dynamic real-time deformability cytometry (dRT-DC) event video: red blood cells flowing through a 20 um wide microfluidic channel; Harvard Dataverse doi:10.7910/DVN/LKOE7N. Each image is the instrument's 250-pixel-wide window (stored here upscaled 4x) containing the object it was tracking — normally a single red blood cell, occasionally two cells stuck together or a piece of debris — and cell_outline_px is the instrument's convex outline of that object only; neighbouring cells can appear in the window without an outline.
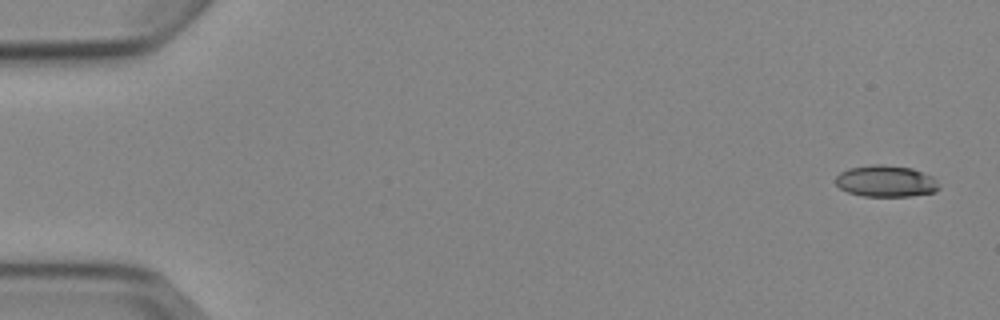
{"species": "Egyptian fruit bat (a non-hibernating species)", "species_latin": "Rousettus aegyptiacus", "temperature_condition": "cold", "stored_images_in_passage": 4, "camera_frame_rate_fps": 3000, "um_per_image_px": 0.085, "animal": {"sex": "female"}, "frame": {"image": 1, "passage_image": 1, "time_ms": 0.0, "image_size_px": [1000, 320], "cell_outline_px": [[940, 188], [936, 192], [912, 196], [864, 196], [848, 192], [840, 188], [836, 184], [836, 176], [840, 172], [848, 168], [872, 164], [884, 164], [912, 168], [932, 176], [936, 180]], "centroid_in_image_um": [75.31, 15.39], "position_along_channel_um": 9.7, "area_um2": 19.13}}
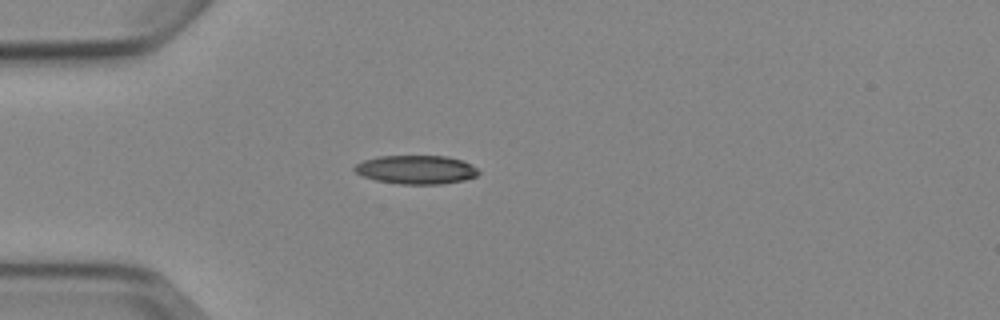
{"frame": {"image": 2, "passage_image": 4, "time_ms": 4.333, "image_size_px": [1000, 320], "cell_outline_px": [[480, 172], [476, 176], [464, 180], [444, 184], [400, 184], [376, 180], [364, 176], [356, 172], [352, 168], [356, 164], [364, 160], [380, 156], [448, 156], [460, 160], [476, 168]], "centroid_in_image_um": [35.37, 14.42], "position_along_channel_um": 49.6, "area_um2": 20.58}}